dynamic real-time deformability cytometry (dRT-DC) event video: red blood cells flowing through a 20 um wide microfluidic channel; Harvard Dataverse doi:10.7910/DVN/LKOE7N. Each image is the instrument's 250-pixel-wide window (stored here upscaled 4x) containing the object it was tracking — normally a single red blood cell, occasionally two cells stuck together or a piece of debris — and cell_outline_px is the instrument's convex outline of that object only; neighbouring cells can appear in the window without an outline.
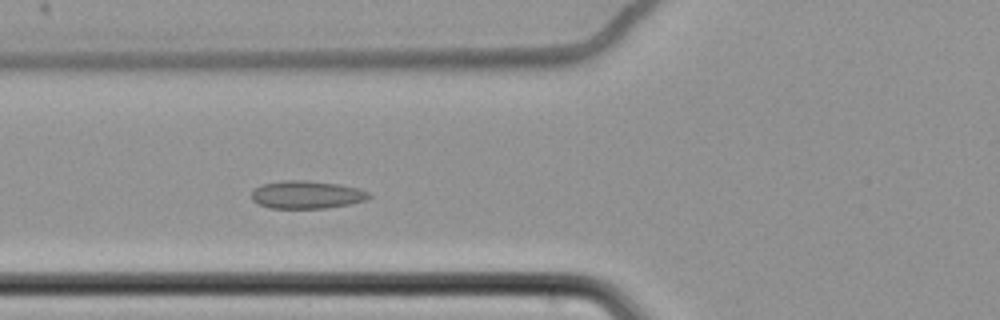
{"species": "common noctule bat (a hibernating species)", "species_latin": "Nyctalus noctula", "temperature_condition": "cold", "stored_images_in_passage": 42, "camera_frame_rate_fps": 3000, "um_per_image_px": 0.085, "animal": {"sex": "female", "body_mass_g": 22.7, "forearm_length_mm": 54.2}, "frame": {"image": 1, "passage_image": 5, "time_ms": 1.333, "image_size_px": [1000, 320], "cell_outline_px": [[372, 196], [364, 200], [348, 204], [324, 208], [272, 208], [260, 204], [252, 200], [252, 192], [260, 184], [284, 180], [308, 180], [340, 184], [360, 188], [368, 192]], "centroid_in_image_um": [26.07, 16.53], "position_along_channel_um": 99.7, "area_um2": 19.02}}
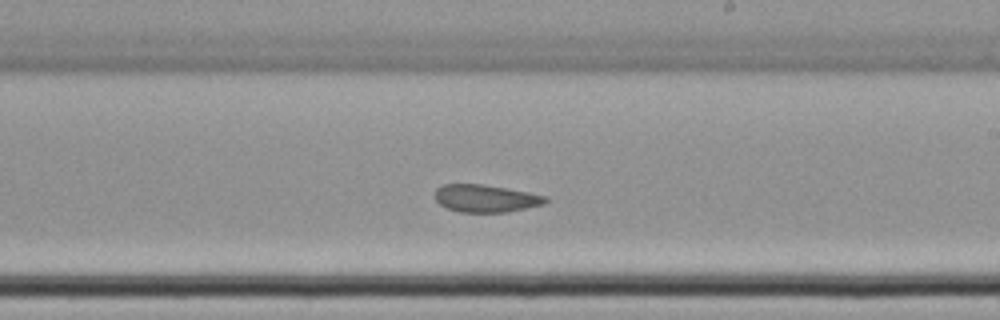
{"frame": {"image": 2, "passage_image": 18, "time_ms": 5.667, "image_size_px": [1000, 320], "cell_outline_px": [[548, 200], [544, 204], [508, 212], [460, 212], [448, 208], [440, 204], [436, 200], [436, 188], [444, 184], [484, 184], [528, 192], [548, 196]], "centroid_in_image_um": [41.31, 16.86], "position_along_channel_um": 247.7, "area_um2": 17.69}}
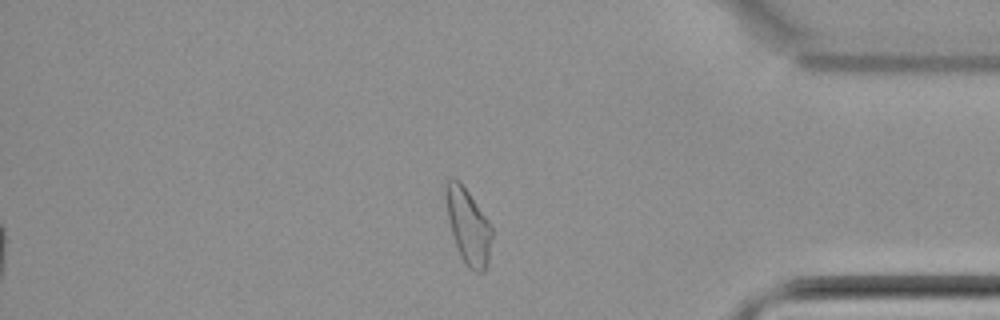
{"frame": {"image": 3, "passage_image": 33, "time_ms": 10.667, "image_size_px": [1000, 320], "cell_outline_px": [[492, 236], [488, 260], [484, 272], [476, 272], [468, 268], [464, 264], [456, 248], [448, 220], [444, 196], [444, 184], [452, 176], [460, 180], [492, 228]], "centroid_in_image_um": [39.74, 19.21], "position_along_channel_um": 395.5, "area_um2": 20.35}, "authors_computed_cell_mechanics": {"area_um2": 18.8139, "velocity_mm_per_s": 3.4231, "shape_relaxation_time_tau1_ms": null, "shape_relaxation_time_tau2_ms": 3.5759, "deformation_change_tau1": null, "deformation_change_tau2": 0.0728}}